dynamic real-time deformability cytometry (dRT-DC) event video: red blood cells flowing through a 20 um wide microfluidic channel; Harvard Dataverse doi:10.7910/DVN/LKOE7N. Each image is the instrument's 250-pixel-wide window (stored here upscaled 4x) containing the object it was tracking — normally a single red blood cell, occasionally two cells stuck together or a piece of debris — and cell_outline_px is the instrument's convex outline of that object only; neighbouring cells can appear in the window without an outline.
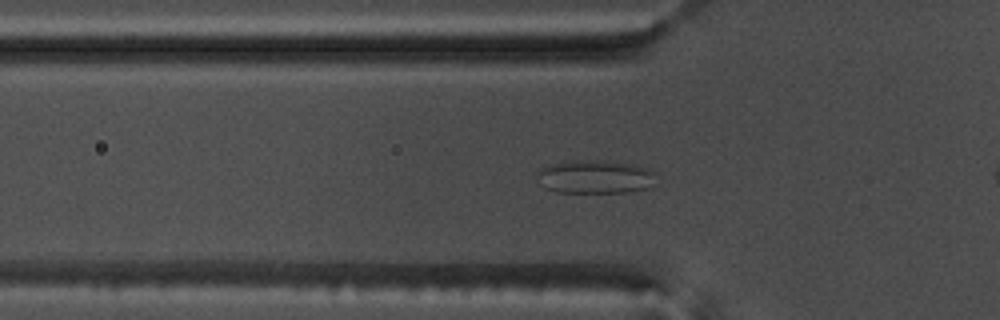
{"species": "common noctule bat (a hibernating species)", "species_latin": "Nyctalus noctula", "temperature_condition": "warm", "stored_images_in_passage": 55, "camera_frame_rate_fps": 3000, "um_per_image_px": 0.085, "animal": {"sex": "male", "body_mass_g": 17.5, "forearm_length_mm": 52.3}, "frame": {"image": 1, "passage_image": 18, "time_ms": 5.667, "image_size_px": [1000, 320], "cell_outline_px": [[656, 184], [648, 188], [632, 192], [556, 192], [544, 188], [540, 184], [536, 176], [536, 172], [540, 168], [552, 164], [572, 160], [600, 160], [632, 164], [648, 168], [656, 172]], "centroid_in_image_um": [50.61, 15.03], "position_along_channel_um": 75.2, "area_um2": 23.64}}
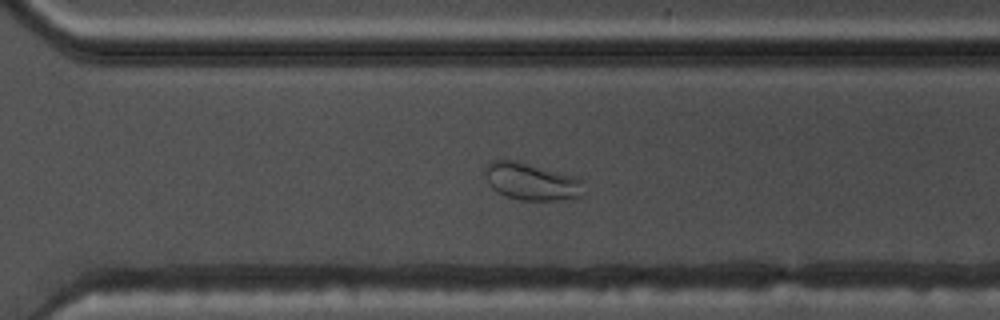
{"frame": {"image": 2, "passage_image": 38, "time_ms": 12.333, "image_size_px": [1000, 320], "cell_outline_px": [[588, 192], [580, 196], [556, 200], [520, 200], [496, 192], [488, 184], [484, 172], [484, 168], [492, 160], [520, 160], [576, 176], [584, 180]], "centroid_in_image_um": [45.23, 15.41], "position_along_channel_um": 325.4, "area_um2": 22.08}}
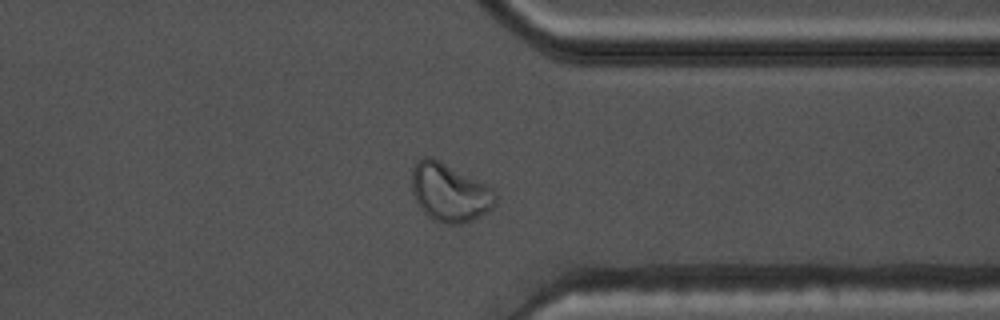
{"frame": {"image": 3, "passage_image": 42, "time_ms": 13.667, "image_size_px": [1000, 320], "cell_outline_px": [[496, 204], [488, 212], [472, 220], [460, 224], [444, 224], [432, 220], [420, 208], [412, 192], [412, 168], [424, 156], [432, 156], [492, 188], [496, 192]], "centroid_in_image_um": [38.21, 16.38], "position_along_channel_um": 373.2, "area_um2": 28.38}}